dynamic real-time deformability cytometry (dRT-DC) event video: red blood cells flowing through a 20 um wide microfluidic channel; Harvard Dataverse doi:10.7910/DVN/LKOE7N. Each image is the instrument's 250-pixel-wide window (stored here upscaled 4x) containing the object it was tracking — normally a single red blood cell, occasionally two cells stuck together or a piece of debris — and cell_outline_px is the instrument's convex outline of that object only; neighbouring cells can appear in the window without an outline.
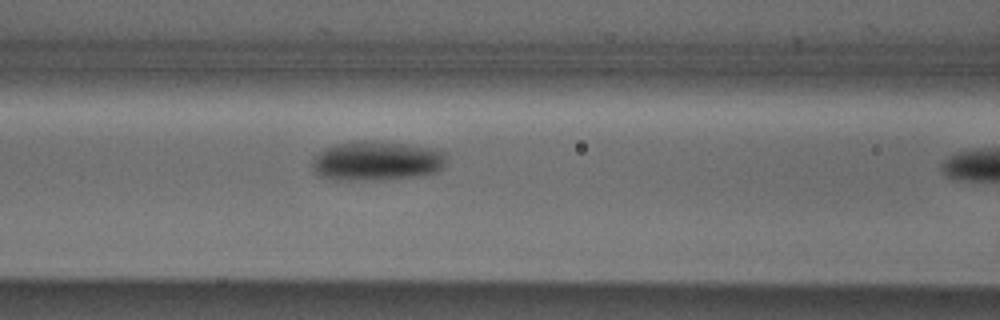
{"species": "Egyptian fruit bat (a non-hibernating species)", "species_latin": "Rousettus aegyptiacus", "temperature_condition": "cold", "stored_images_in_passage": 11, "camera_frame_rate_fps": 3000, "um_per_image_px": 0.085, "animal": {"sex": "male"}, "frame": {"image": 1, "passage_image": 10, "time_ms": 3.0, "image_size_px": [1000, 320], "cell_outline_px": [[448, 156], [444, 164], [436, 172], [416, 176], [364, 180], [332, 180], [320, 176], [312, 168], [312, 160], [324, 148], [336, 144], [364, 140], [372, 140], [408, 144], [432, 148], [448, 152]], "centroid_in_image_um": [32.03, 13.66], "position_along_channel_um": 134.6, "area_um2": 30.92}}